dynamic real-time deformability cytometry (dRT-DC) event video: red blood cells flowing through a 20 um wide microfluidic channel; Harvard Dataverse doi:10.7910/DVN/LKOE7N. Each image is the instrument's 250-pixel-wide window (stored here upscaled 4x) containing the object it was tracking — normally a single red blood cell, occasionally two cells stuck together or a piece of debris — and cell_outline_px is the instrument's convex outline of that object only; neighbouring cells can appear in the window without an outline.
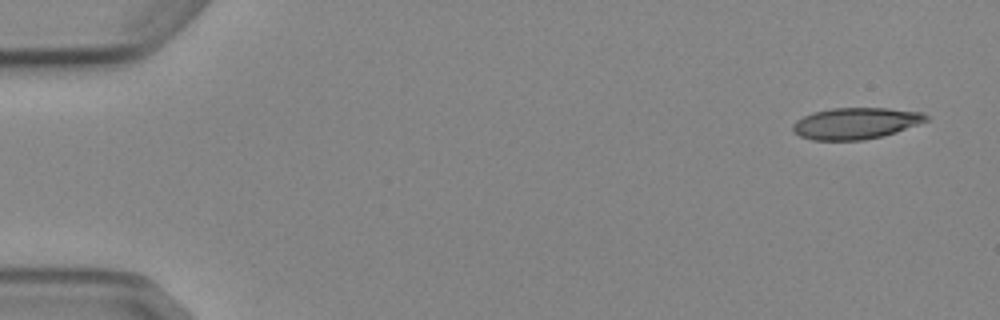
{"species": "Egyptian fruit bat (a non-hibernating species)", "species_latin": "Rousettus aegyptiacus", "temperature_condition": "cold", "stored_images_in_passage": 5, "camera_frame_rate_fps": 3000, "um_per_image_px": 0.085, "animal": {"sex": "female"}, "frame": {"image": 1, "passage_image": 1, "time_ms": 0.0, "image_size_px": [1000, 320], "cell_outline_px": [[928, 120], [896, 132], [864, 140], [812, 140], [800, 136], [792, 132], [792, 124], [796, 120], [812, 112], [832, 108], [888, 108], [924, 112], [928, 116]], "centroid_in_image_um": [72.7, 10.48], "position_along_channel_um": 12.3, "area_um2": 24.45}}
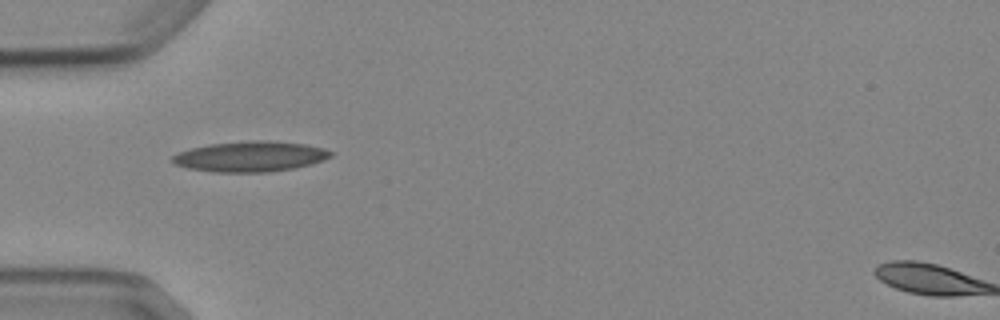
{"frame": {"image": 2, "passage_image": 5, "time_ms": 4.667, "image_size_px": [1000, 320], "cell_outline_px": [[332, 156], [324, 160], [312, 164], [292, 168], [268, 172], [212, 172], [188, 168], [172, 164], [172, 156], [180, 152], [192, 148], [208, 144], [252, 140], [260, 140], [304, 144], [324, 148], [332, 152]], "centroid_in_image_um": [21.26, 13.3], "position_along_channel_um": 63.7, "area_um2": 27.98}}